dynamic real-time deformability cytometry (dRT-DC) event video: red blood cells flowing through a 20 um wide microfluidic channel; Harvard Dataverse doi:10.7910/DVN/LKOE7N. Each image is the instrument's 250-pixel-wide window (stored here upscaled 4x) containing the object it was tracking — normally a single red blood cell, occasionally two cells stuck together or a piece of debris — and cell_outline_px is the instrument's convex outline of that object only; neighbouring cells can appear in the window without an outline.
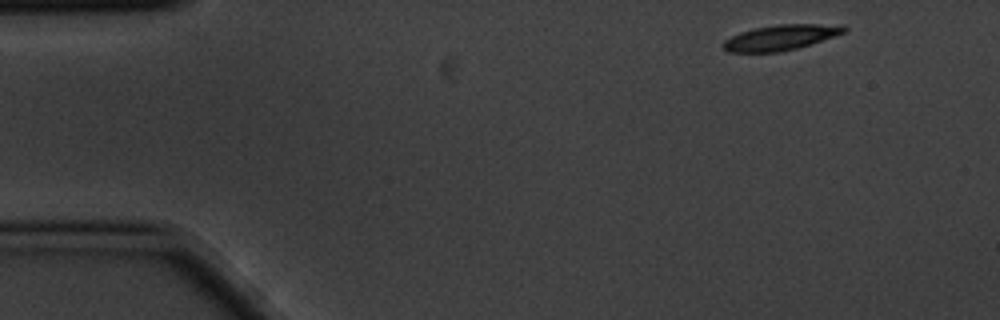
{"species": "common noctule bat (a hibernating species)", "species_latin": "Nyctalus noctula", "temperature_condition": "cold", "stored_images_in_passage": 3, "camera_frame_rate_fps": 3000, "um_per_image_px": 0.085, "animal": {"sex": "male", "body_mass_g": 20.1, "forearm_length_mm": 53.5}, "frame": {"image": 1, "passage_image": 1, "time_ms": 0.0, "image_size_px": [1000, 320], "cell_outline_px": [[848, 32], [812, 44], [780, 52], [728, 52], [720, 48], [720, 44], [724, 40], [740, 32], [752, 28], [776, 24], [844, 24], [848, 28]], "centroid_in_image_um": [66.38, 3.18], "position_along_channel_um": 18.6, "area_um2": 18.38}}
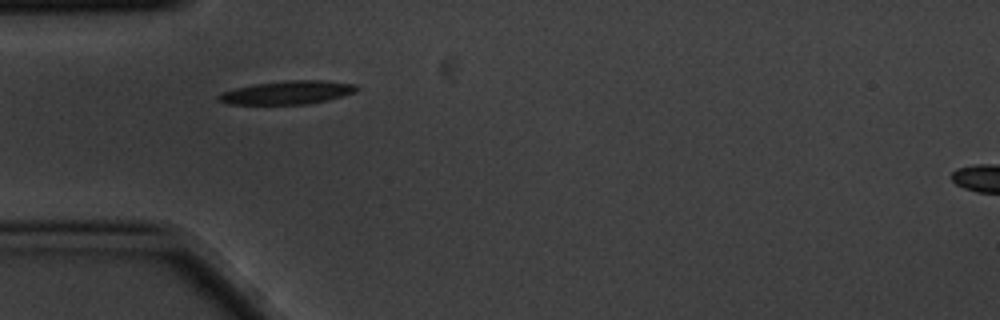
{"frame": {"image": 2, "passage_image": 3, "time_ms": 0.667, "image_size_px": [1000, 320], "cell_outline_px": [[360, 88], [356, 92], [328, 100], [308, 104], [228, 104], [216, 100], [216, 96], [220, 92], [236, 88], [256, 84], [284, 80], [324, 80], [356, 84]], "centroid_in_image_um": [24.43, 7.86], "position_along_channel_um": 60.6, "area_um2": 19.02}}